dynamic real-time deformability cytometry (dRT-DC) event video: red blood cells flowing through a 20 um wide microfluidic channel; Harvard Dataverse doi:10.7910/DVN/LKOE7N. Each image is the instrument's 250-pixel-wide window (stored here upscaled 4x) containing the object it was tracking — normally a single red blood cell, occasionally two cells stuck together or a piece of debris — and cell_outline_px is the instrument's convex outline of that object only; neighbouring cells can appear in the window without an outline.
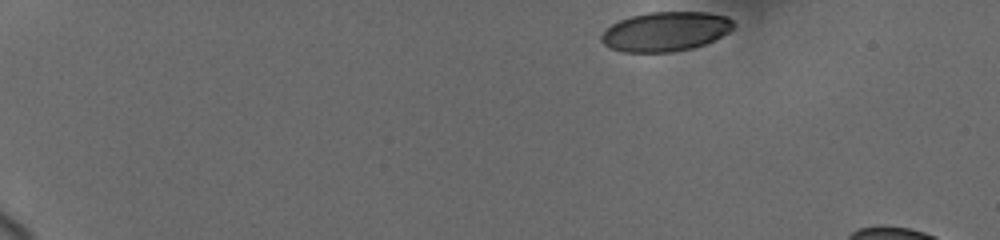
{"species": "human", "species_latin": "Homo sapiens", "temperature_condition": "cold", "stored_images_in_passage": 19, "camera_frame_rate_fps": 3000, "um_per_image_px": 0.085, "donor": {"sex": "female"}, "frame": {"image": 1, "passage_image": 1, "time_ms": 0.0, "image_size_px": [1000, 240], "cell_outline_px": [[736, 24], [728, 32], [704, 44], [692, 48], [672, 52], [624, 52], [612, 48], [604, 44], [600, 40], [600, 36], [612, 24], [620, 20], [632, 16], [648, 12], [708, 12], [728, 16]], "centroid_in_image_um": [56.58, 2.67], "position_along_channel_um": 28.4, "area_um2": 30.23}}
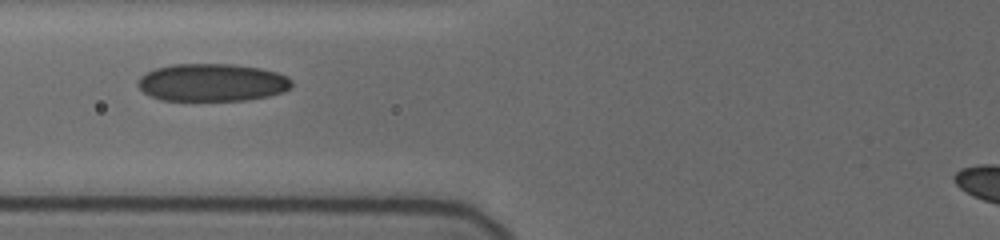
{"frame": {"image": 2, "passage_image": 12, "time_ms": 5.333, "image_size_px": [1000, 240], "cell_outline_px": [[292, 88], [284, 92], [268, 96], [248, 100], [160, 100], [148, 96], [136, 84], [136, 80], [140, 76], [156, 68], [172, 64], [232, 64], [260, 68], [276, 72], [288, 76], [292, 80]], "centroid_in_image_um": [18.03, 7.01], "position_along_channel_um": 107.8, "area_um2": 34.04}}
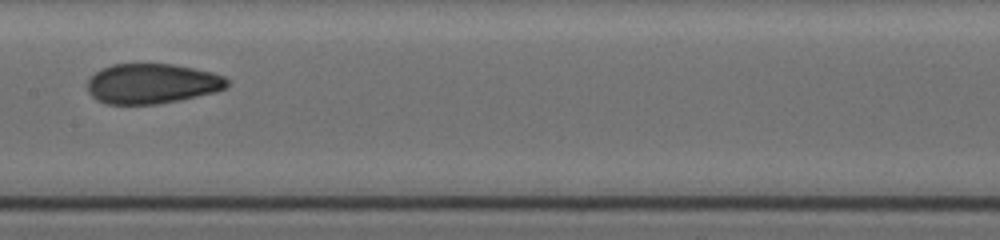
{"frame": {"image": 3, "passage_image": 17, "time_ms": 7.667, "image_size_px": [1000, 240], "cell_outline_px": [[228, 88], [212, 92], [176, 100], [156, 104], [108, 104], [96, 100], [88, 92], [88, 80], [100, 68], [112, 64], [136, 60], [172, 64], [212, 72], [224, 76], [228, 80]], "centroid_in_image_um": [12.86, 7.05], "position_along_channel_um": 194.5, "area_um2": 33.23}}